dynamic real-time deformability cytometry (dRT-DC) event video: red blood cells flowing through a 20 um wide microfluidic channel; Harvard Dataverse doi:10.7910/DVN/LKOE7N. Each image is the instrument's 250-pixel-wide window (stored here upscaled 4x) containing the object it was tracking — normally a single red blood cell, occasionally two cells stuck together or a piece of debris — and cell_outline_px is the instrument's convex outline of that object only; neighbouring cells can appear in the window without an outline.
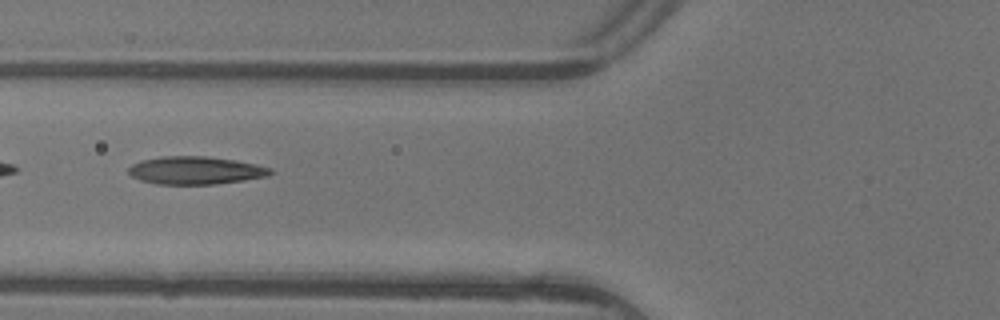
{"species": "common noctule bat (a hibernating species)", "species_latin": "Nyctalus noctula", "temperature_condition": "warm", "stored_images_in_passage": 3, "camera_frame_rate_fps": 3000, "um_per_image_px": 0.085, "animal": {"sex": "female"}, "frame": {"image": 1, "passage_image": 2, "time_ms": 0.333, "image_size_px": [1000, 320], "cell_outline_px": [[276, 172], [268, 176], [244, 180], [216, 184], [156, 184], [140, 180], [132, 176], [128, 172], [128, 168], [132, 164], [140, 160], [160, 156], [204, 156], [236, 160], [256, 164], [272, 168]], "centroid_in_image_um": [16.64, 14.48], "position_along_channel_um": 109.2, "area_um2": 23.24}}
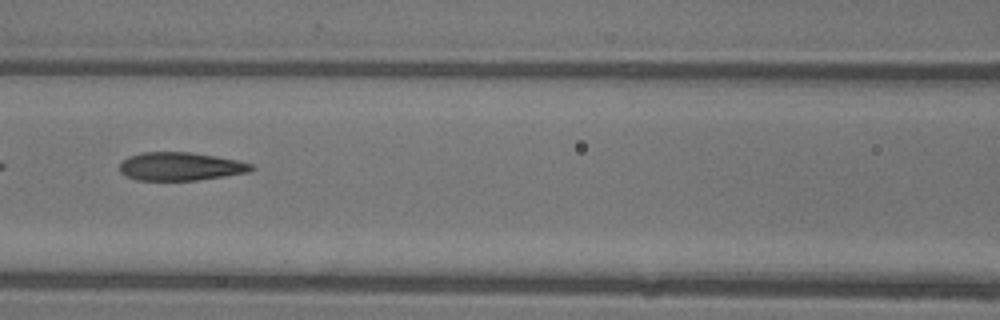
{"frame": {"image": 2, "passage_image": 3, "time_ms": 0.667, "image_size_px": [1000, 320], "cell_outline_px": [[256, 168], [248, 172], [224, 176], [196, 180], [136, 180], [120, 172], [120, 164], [128, 156], [140, 152], [192, 152], [216, 156], [256, 164]], "centroid_in_image_um": [15.37, 14.14], "position_along_channel_um": 151.2, "area_um2": 21.73}}